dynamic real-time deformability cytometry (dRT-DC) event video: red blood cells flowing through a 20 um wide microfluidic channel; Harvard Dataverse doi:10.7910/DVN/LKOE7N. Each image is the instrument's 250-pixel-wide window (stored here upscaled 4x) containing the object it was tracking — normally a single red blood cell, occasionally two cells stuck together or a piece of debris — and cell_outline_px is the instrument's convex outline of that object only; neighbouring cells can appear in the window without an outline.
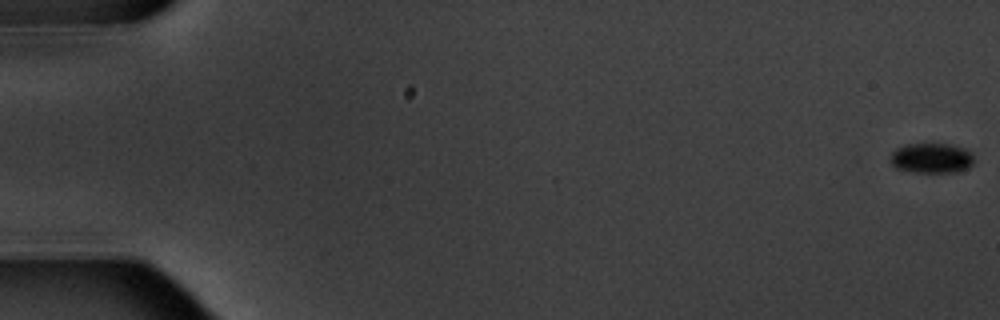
{"species": "common noctule bat (a hibernating species)", "species_latin": "Nyctalus noctula", "temperature_condition": "warm", "stored_images_in_passage": 4, "camera_frame_rate_fps": 3000, "um_per_image_px": 0.085, "animal": {"sex": "male", "body_mass_g": 20.1, "forearm_length_mm": 53.5}, "frame": {"image": 1, "passage_image": 1, "time_ms": 0.0, "image_size_px": [1000, 320], "cell_outline_px": [[976, 160], [968, 168], [956, 172], [916, 172], [896, 168], [888, 160], [892, 152], [896, 148], [908, 144], [952, 144], [964, 148], [972, 152]], "centroid_in_image_um": [79.21, 13.43], "position_along_channel_um": 5.8, "area_um2": 14.85}}